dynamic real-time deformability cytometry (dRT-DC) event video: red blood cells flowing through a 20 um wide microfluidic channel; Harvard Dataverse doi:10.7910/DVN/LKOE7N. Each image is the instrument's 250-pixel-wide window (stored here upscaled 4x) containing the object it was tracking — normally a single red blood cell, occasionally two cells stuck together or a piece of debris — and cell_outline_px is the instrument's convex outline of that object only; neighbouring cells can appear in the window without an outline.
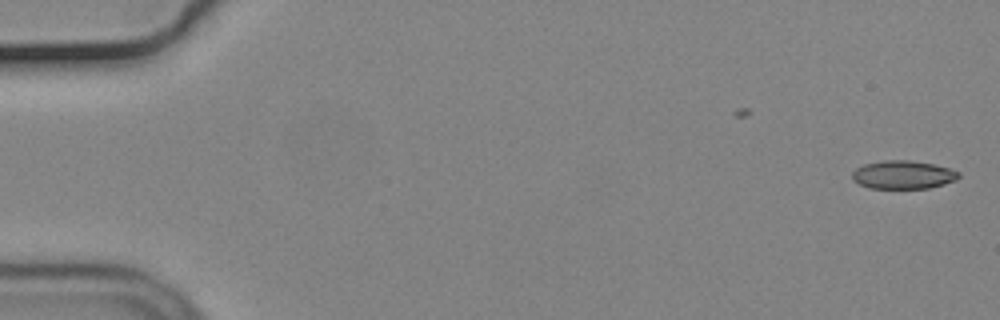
{"species": "common noctule bat (a hibernating species)", "species_latin": "Nyctalus noctula", "temperature_condition": "cold", "stored_images_in_passage": 45, "camera_frame_rate_fps": 3000, "um_per_image_px": 0.085, "animal": {"sex": "male", "body_mass_g": 19.2, "forearm_length_mm": 51.8}, "frame": {"image": 1, "passage_image": 1, "time_ms": 0.0, "image_size_px": [1000, 320], "cell_outline_px": [[960, 176], [956, 180], [944, 184], [928, 188], [868, 188], [852, 180], [852, 172], [856, 168], [864, 164], [884, 160], [908, 160], [932, 164], [948, 168], [960, 172]], "centroid_in_image_um": [76.75, 14.85], "position_along_channel_um": 8.3, "area_um2": 17.51}}
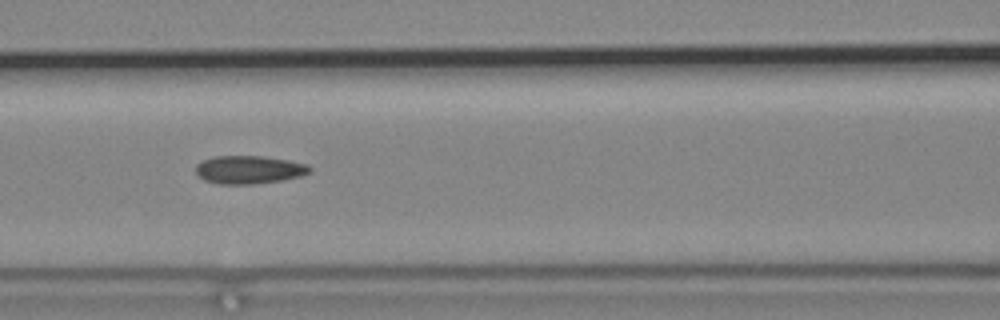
{"frame": {"image": 2, "passage_image": 24, "time_ms": 7.667, "image_size_px": [1000, 320], "cell_outline_px": [[312, 172], [300, 176], [284, 180], [252, 184], [220, 184], [204, 180], [196, 172], [196, 164], [204, 160], [216, 156], [260, 156], [288, 160], [308, 164], [312, 168]], "centroid_in_image_um": [21.21, 14.43], "position_along_channel_um": 145.4, "area_um2": 18.67}}
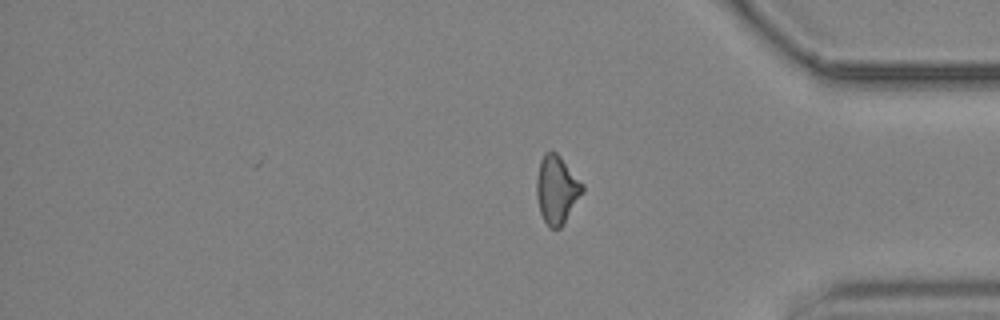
{"frame": {"image": 3, "passage_image": 45, "time_ms": 14.667, "image_size_px": [1000, 320], "cell_outline_px": [[584, 192], [560, 228], [548, 228], [540, 212], [536, 196], [536, 180], [540, 160], [544, 152], [556, 152], [560, 156], [584, 184]], "centroid_in_image_um": [47.32, 16.11], "position_along_channel_um": 387.9, "area_um2": 18.26}, "authors_computed_cell_mechanics": {"area_um2": 18.3226, "velocity_mm_per_s": 3.7084, "shape_relaxation_time_tau1_ms": null, "shape_relaxation_time_tau2_ms": 6.5556, "deformation_change_tau1": null, "deformation_change_tau2": 0.1351}}